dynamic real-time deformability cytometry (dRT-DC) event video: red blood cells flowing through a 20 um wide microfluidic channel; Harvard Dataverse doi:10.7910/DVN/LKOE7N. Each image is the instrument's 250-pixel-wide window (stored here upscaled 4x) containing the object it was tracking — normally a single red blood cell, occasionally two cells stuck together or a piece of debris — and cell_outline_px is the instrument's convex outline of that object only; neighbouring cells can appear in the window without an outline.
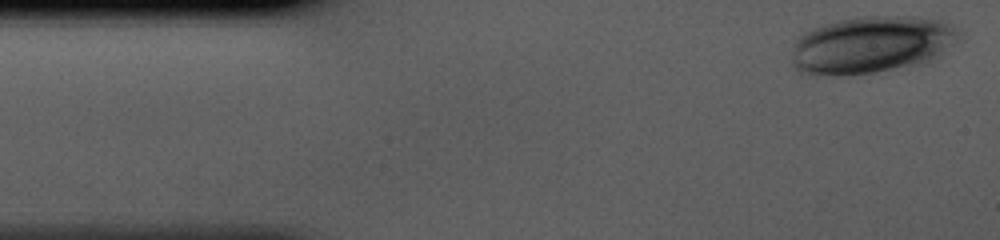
{"species": "human", "species_latin": "Homo sapiens", "temperature_condition": "cold", "stored_images_in_passage": 37, "camera_frame_rate_fps": 3000, "um_per_image_px": 0.085, "donor": {"sex": "male"}, "frame": {"image": 1, "passage_image": 1, "time_ms": 0.0, "image_size_px": [1000, 240], "cell_outline_px": [[964, 40], [940, 56], [924, 64], [876, 72], [836, 76], [812, 76], [800, 72], [792, 64], [792, 44], [804, 32], [824, 24], [856, 16], [912, 16], [940, 20], [964, 32]], "centroid_in_image_um": [74.15, 3.81], "position_along_channel_um": 10.9, "area_um2": 57.16}}
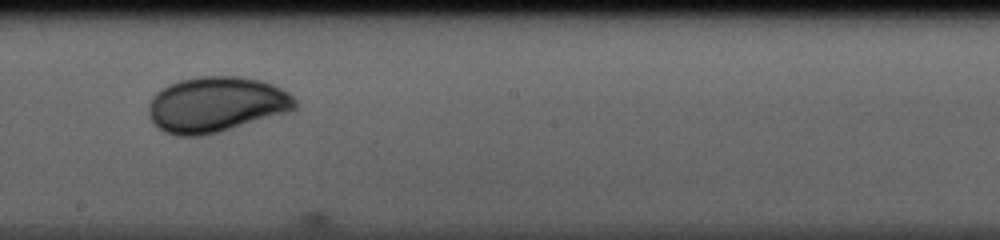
{"frame": {"image": 2, "passage_image": 22, "time_ms": 7.0, "image_size_px": [1000, 240], "cell_outline_px": [[296, 108], [292, 112], [216, 132], [200, 136], [176, 136], [164, 132], [152, 120], [148, 112], [148, 104], [152, 96], [160, 88], [168, 84], [180, 80], [200, 76], [240, 76], [264, 80], [288, 92], [296, 100]], "centroid_in_image_um": [18.39, 8.87], "position_along_channel_um": 229.8, "area_um2": 47.63}}
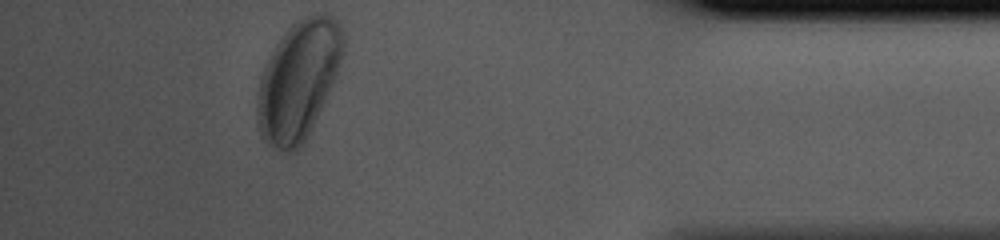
{"frame": {"image": 3, "passage_image": 37, "time_ms": 12.0, "image_size_px": [1000, 240], "cell_outline_px": [[344, 48], [332, 84], [308, 136], [300, 148], [296, 152], [284, 152], [276, 148], [264, 140], [260, 132], [256, 120], [256, 96], [260, 80], [264, 68], [276, 44], [284, 32], [296, 20], [312, 12], [324, 12], [332, 16], [336, 20], [344, 32]], "centroid_in_image_um": [25.36, 6.8], "position_along_channel_um": 409.8, "area_um2": 59.53}}